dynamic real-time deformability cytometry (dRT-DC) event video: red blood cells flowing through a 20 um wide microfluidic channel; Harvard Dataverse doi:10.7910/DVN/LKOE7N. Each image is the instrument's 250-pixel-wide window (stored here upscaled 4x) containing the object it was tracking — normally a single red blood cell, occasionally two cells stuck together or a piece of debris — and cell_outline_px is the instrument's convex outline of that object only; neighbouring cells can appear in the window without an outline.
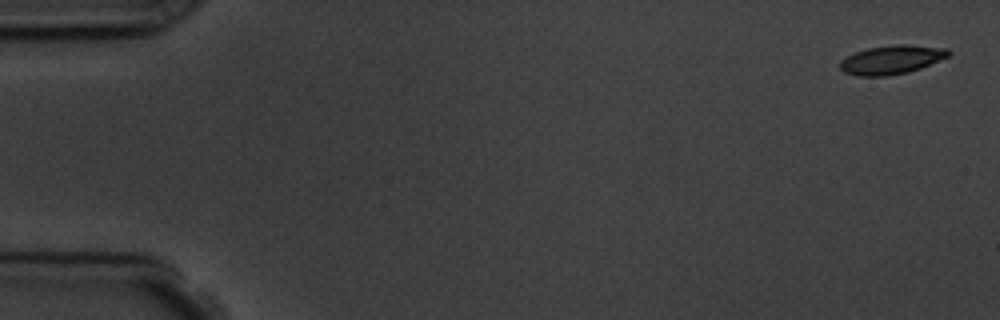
{"species": "common noctule bat (a hibernating species)", "species_latin": "Nyctalus noctula", "temperature_condition": "room temperature", "stored_images_in_passage": 15, "camera_frame_rate_fps": 3000, "um_per_image_px": 0.085, "animal": {"sex": "male", "body_mass_g": 19.5, "forearm_length_mm": 54.6}, "frame": {"image": 1, "passage_image": 1, "time_ms": 0.0, "image_size_px": [1000, 320], "cell_outline_px": [[952, 52], [948, 56], [920, 68], [908, 72], [884, 76], [860, 76], [844, 72], [840, 68], [840, 60], [856, 52], [868, 48], [896, 44], [904, 44], [948, 48]], "centroid_in_image_um": [75.79, 5.07], "position_along_channel_um": 9.2, "area_um2": 18.03}}
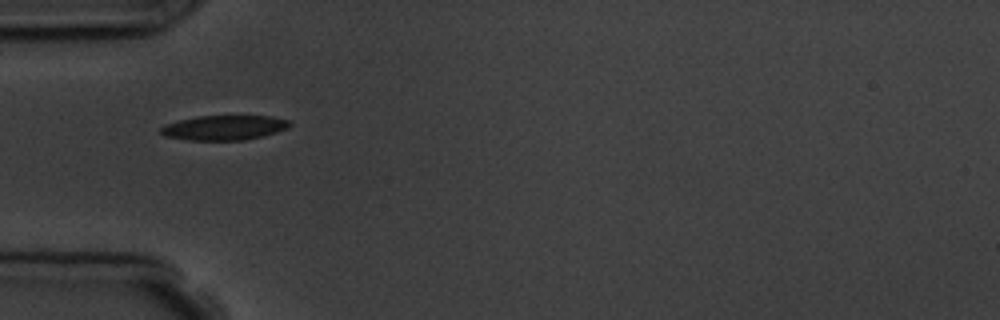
{"frame": {"image": 2, "passage_image": 5, "time_ms": 5.333, "image_size_px": [1000, 320], "cell_outline_px": [[292, 124], [288, 128], [264, 136], [244, 140], [188, 140], [164, 136], [160, 132], [160, 128], [164, 124], [196, 116], [272, 116], [288, 120]], "centroid_in_image_um": [19.05, 10.85], "position_along_channel_um": 66.0, "area_um2": 18.67}, "authors_computed_cell_mechanics": {"area_um2": 18.496, "velocity_mm_per_s": 3.6927, "shape_relaxation_time_tau1_ms": 2.476, "shape_relaxation_time_tau2_ms": 6.2759, "deformation_change_tau1": 0.1149, "deformation_change_tau2": 0.132}}